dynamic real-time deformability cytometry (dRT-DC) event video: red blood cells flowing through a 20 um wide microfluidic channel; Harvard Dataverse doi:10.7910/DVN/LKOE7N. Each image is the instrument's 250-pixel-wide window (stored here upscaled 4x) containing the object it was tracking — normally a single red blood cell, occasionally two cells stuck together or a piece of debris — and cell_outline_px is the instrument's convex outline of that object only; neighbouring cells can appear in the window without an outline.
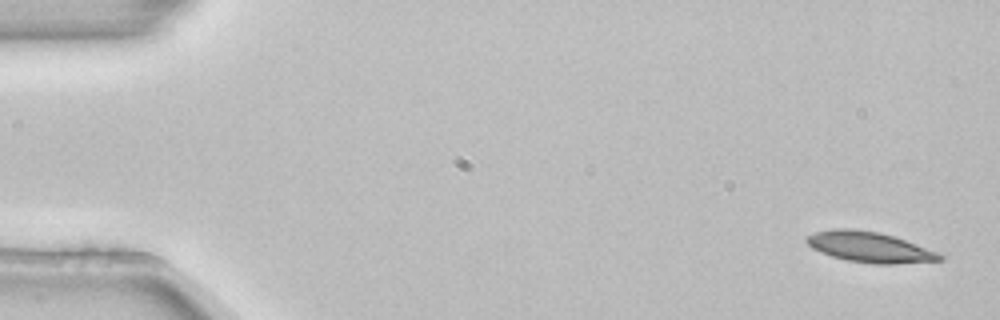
{"species": "common noctule bat (a hibernating species)", "species_latin": "Nyctalus noctula", "temperature_condition": "room temperature", "stored_images_in_passage": 3, "camera_frame_rate_fps": 3000, "um_per_image_px": 0.085, "animal": {"sex": "female", "body_mass_g": 22.7, "forearm_length_mm": 54.2}, "frame": {"image": 1, "passage_image": 1, "time_ms": 0.0, "image_size_px": [1000, 320], "cell_outline_px": [[944, 260], [896, 264], [872, 264], [848, 260], [832, 256], [820, 252], [812, 248], [804, 240], [804, 236], [816, 232], [832, 228], [848, 228], [880, 232], [940, 252], [944, 256]], "centroid_in_image_um": [73.91, 21.0], "position_along_channel_um": 11.1, "area_um2": 23.81}}
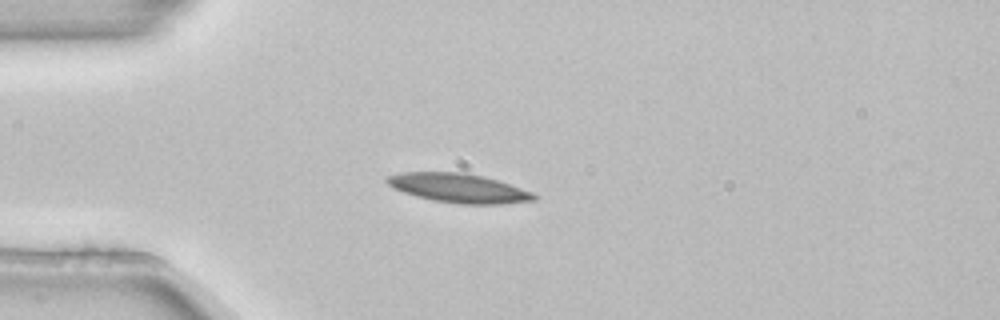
{"frame": {"image": 2, "passage_image": 3, "time_ms": 0.667, "image_size_px": [1000, 320], "cell_outline_px": [[536, 200], [500, 204], [460, 204], [432, 200], [416, 196], [404, 192], [388, 184], [384, 180], [384, 176], [404, 172], [464, 172], [484, 176], [532, 192], [536, 196]], "centroid_in_image_um": [38.95, 15.98], "position_along_channel_um": 46.1, "area_um2": 24.8}}